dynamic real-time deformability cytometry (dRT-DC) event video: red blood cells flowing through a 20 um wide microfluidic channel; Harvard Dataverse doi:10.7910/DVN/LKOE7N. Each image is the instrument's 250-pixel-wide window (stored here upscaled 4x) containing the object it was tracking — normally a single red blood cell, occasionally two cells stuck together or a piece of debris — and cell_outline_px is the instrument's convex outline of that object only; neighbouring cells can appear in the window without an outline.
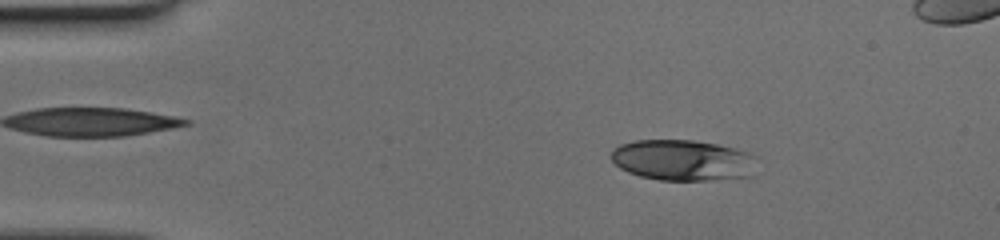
{"species": "human", "species_latin": "Homo sapiens", "temperature_condition": "cold", "stored_images_in_passage": 49, "camera_frame_rate_fps": 3000, "um_per_image_px": 0.085, "donor": {"sex": "female"}, "frame": {"image": 1, "passage_image": 7, "time_ms": 2.0, "image_size_px": [1000, 240], "cell_outline_px": [[752, 176], [708, 180], [660, 180], [640, 176], [628, 172], [620, 168], [612, 160], [612, 148], [620, 144], [636, 140], [692, 140], [716, 144], [748, 152], [752, 156]], "centroid_in_image_um": [57.96, 13.61], "position_along_channel_um": 27.0, "area_um2": 34.33}}
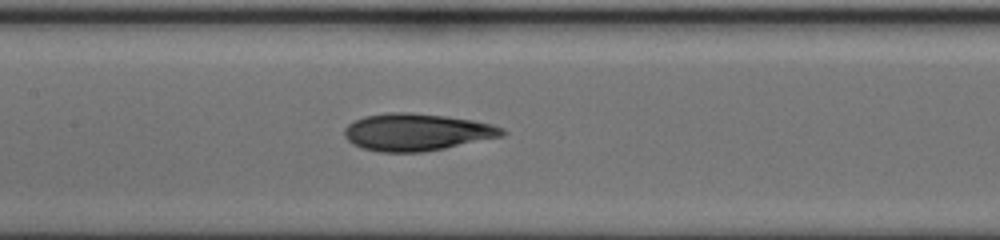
{"frame": {"image": 2, "passage_image": 23, "time_ms": 7.333, "image_size_px": [1000, 240], "cell_outline_px": [[508, 132], [504, 136], [424, 152], [380, 152], [364, 148], [352, 144], [344, 136], [344, 128], [348, 124], [364, 116], [392, 112], [408, 112], [444, 116], [472, 120], [488, 124], [500, 128]], "centroid_in_image_um": [35.39, 11.23], "position_along_channel_um": 172.0, "area_um2": 33.93}}
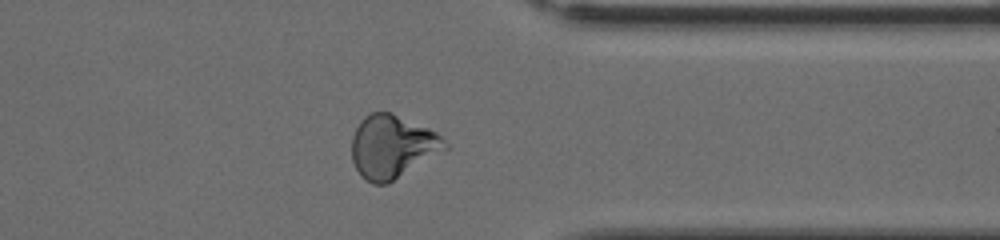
{"frame": {"image": 3, "passage_image": 39, "time_ms": 12.667, "image_size_px": [1000, 240], "cell_outline_px": [[448, 148], [388, 184], [372, 184], [360, 176], [352, 160], [352, 136], [360, 120], [364, 116], [372, 112], [392, 112], [428, 128], [436, 132], [448, 144]], "centroid_in_image_um": [33.32, 12.47], "position_along_channel_um": 378.1, "area_um2": 34.28}}